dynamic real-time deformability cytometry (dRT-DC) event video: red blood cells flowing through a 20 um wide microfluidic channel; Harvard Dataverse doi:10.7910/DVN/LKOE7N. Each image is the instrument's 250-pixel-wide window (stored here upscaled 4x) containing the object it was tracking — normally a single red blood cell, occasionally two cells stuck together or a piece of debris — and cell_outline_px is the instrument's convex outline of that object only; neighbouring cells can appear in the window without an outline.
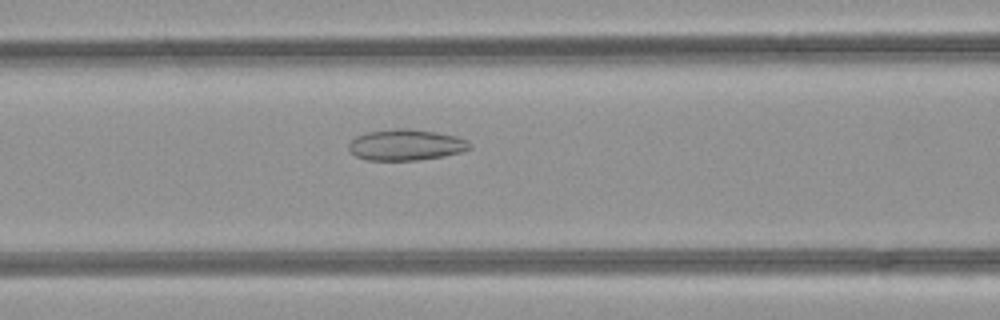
{"species": "common noctule bat (a hibernating species)", "species_latin": "Nyctalus noctula", "temperature_condition": "room temperature", "stored_images_in_passage": 48, "camera_frame_rate_fps": 3000, "um_per_image_px": 0.085, "animal": {"sex": "female", "body_mass_g": 21.9}, "frame": {"image": 1, "passage_image": 20, "time_ms": 6.333, "image_size_px": [1000, 320], "cell_outline_px": [[472, 148], [464, 152], [444, 156], [416, 160], [368, 160], [356, 156], [348, 152], [348, 144], [356, 136], [368, 132], [396, 128], [408, 128], [436, 132], [456, 136], [468, 140], [472, 144]], "centroid_in_image_um": [34.53, 12.31], "position_along_channel_um": 132.1, "area_um2": 22.14}}
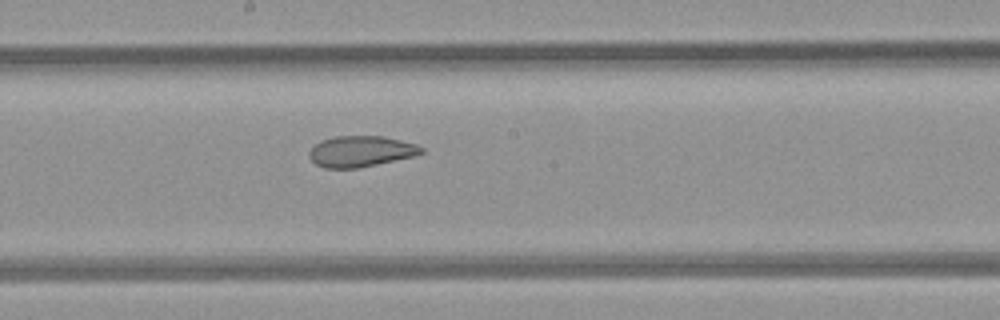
{"frame": {"image": 2, "passage_image": 26, "time_ms": 8.333, "image_size_px": [1000, 320], "cell_outline_px": [[424, 152], [412, 156], [360, 168], [324, 168], [316, 164], [308, 156], [308, 152], [320, 140], [336, 136], [384, 136], [416, 144], [424, 148]], "centroid_in_image_um": [30.65, 12.86], "position_along_channel_um": 217.6, "area_um2": 20.17}}
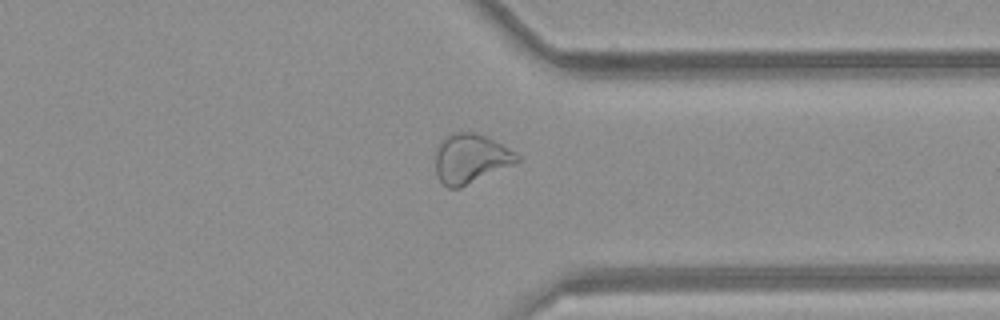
{"frame": {"image": 3, "passage_image": 37, "time_ms": 12.0, "image_size_px": [1000, 320], "cell_outline_px": [[520, 160], [516, 164], [460, 188], [448, 188], [440, 180], [436, 172], [436, 148], [440, 140], [444, 136], [452, 132], [472, 132], [488, 136], [516, 152], [520, 156]], "centroid_in_image_um": [40.02, 13.46], "position_along_channel_um": 371.4, "area_um2": 23.87}, "authors_computed_cell_mechanics": {"area_um2": 26.01, "velocity_mm_per_s": 4.2671, "shape_relaxation_time_tau1_ms": null, "shape_relaxation_time_tau2_ms": 2.2827, "deformation_change_tau1": null, "deformation_change_tau2": 0.0947}}